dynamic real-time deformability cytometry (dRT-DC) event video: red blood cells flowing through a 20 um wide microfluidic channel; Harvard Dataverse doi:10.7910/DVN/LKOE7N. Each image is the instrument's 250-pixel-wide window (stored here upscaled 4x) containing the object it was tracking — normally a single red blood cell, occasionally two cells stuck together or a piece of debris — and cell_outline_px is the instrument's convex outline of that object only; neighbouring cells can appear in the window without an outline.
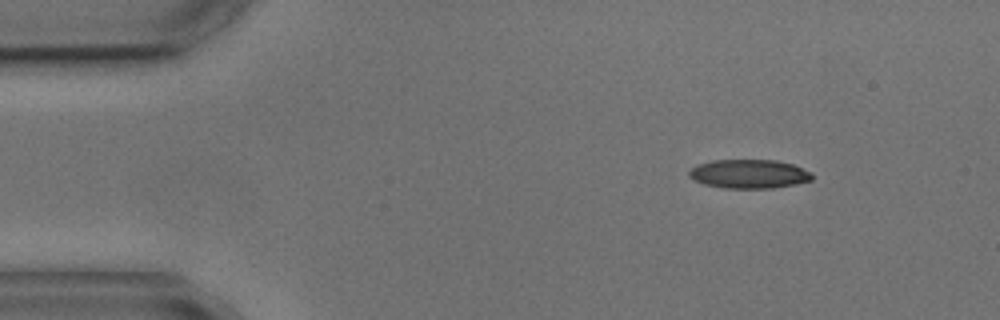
{"species": "common noctule bat (a hibernating species)", "species_latin": "Nyctalus noctula", "temperature_condition": "cold", "stored_images_in_passage": 3, "camera_frame_rate_fps": 3000, "um_per_image_px": 0.085, "animal": {"sex": "male", "body_mass_g": 17.9, "forearm_length_mm": 54.2}, "frame": {"image": 1, "passage_image": 1, "time_ms": 0.0, "image_size_px": [1000, 320], "cell_outline_px": [[812, 180], [796, 184], [772, 188], [724, 188], [704, 184], [688, 176], [688, 172], [692, 168], [700, 164], [712, 160], [776, 160], [792, 164], [812, 172]], "centroid_in_image_um": [63.69, 14.78], "position_along_channel_um": 21.3, "area_um2": 20.63}}
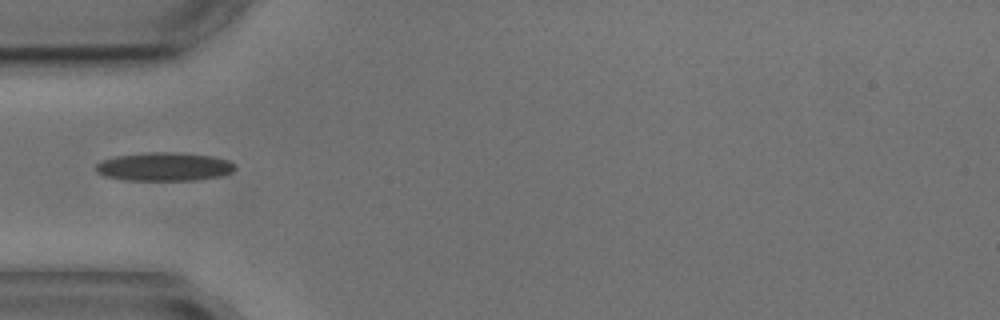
{"frame": {"image": 2, "passage_image": 3, "time_ms": 3.333, "image_size_px": [1000, 320], "cell_outline_px": [[236, 168], [232, 172], [220, 176], [196, 180], [124, 180], [104, 176], [96, 172], [96, 164], [100, 160], [116, 156], [152, 152], [168, 152], [212, 156], [228, 160], [236, 164]], "centroid_in_image_um": [13.95, 14.17], "position_along_channel_um": 71.1, "area_um2": 23.12}}